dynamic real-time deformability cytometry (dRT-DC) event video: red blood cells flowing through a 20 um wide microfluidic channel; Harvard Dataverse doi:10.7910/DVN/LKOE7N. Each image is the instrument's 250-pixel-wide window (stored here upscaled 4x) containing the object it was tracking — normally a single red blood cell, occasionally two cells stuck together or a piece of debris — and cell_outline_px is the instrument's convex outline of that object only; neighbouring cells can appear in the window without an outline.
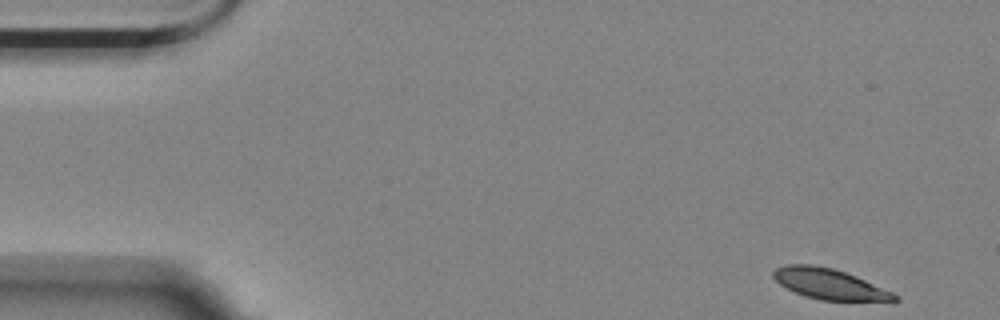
{"species": "Egyptian fruit bat (a non-hibernating species)", "species_latin": "Rousettus aegyptiacus", "temperature_condition": "room temperature", "stored_images_in_passage": 14, "camera_frame_rate_fps": 3000, "um_per_image_px": 0.085, "animal": {"sex": "female"}, "frame": {"image": 1, "passage_image": 1, "time_ms": 0.0, "image_size_px": [1000, 320], "cell_outline_px": [[900, 300], [892, 304], [820, 300], [804, 296], [780, 284], [772, 276], [772, 272], [776, 268], [788, 264], [812, 264], [832, 268], [856, 276], [892, 292]], "centroid_in_image_um": [70.62, 24.2], "position_along_channel_um": 14.4, "area_um2": 22.25}}